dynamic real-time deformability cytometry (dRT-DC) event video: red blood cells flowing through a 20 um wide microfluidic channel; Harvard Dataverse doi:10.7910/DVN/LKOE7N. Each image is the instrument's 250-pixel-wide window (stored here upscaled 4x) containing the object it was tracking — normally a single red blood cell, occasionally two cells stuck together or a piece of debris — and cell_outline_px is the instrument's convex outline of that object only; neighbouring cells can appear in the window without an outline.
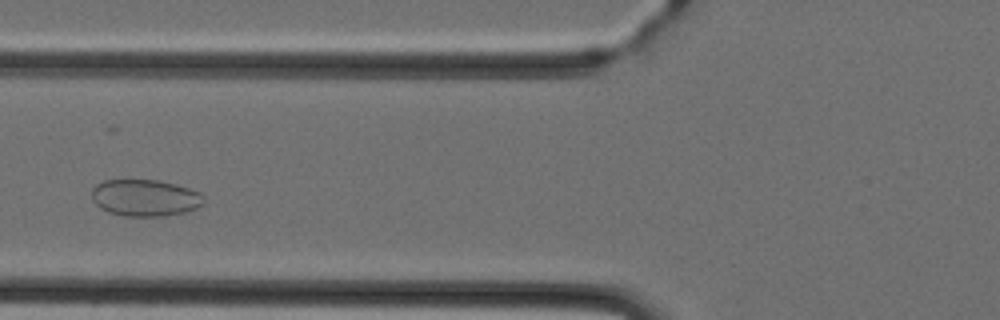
{"species": "Egyptian fruit bat (a non-hibernating species)", "species_latin": "Rousettus aegyptiacus", "temperature_condition": "cold", "stored_images_in_passage": 43, "camera_frame_rate_fps": 3000, "um_per_image_px": 0.085, "animal": {"sex": "female"}, "frame": {"image": 1, "passage_image": 13, "time_ms": 4.0, "image_size_px": [1000, 320], "cell_outline_px": [[204, 204], [188, 212], [160, 216], [124, 216], [108, 212], [100, 208], [92, 200], [92, 188], [96, 184], [104, 180], [160, 180], [176, 184], [200, 192], [204, 196]], "centroid_in_image_um": [12.34, 16.81], "position_along_channel_um": 113.5, "area_um2": 24.22}}
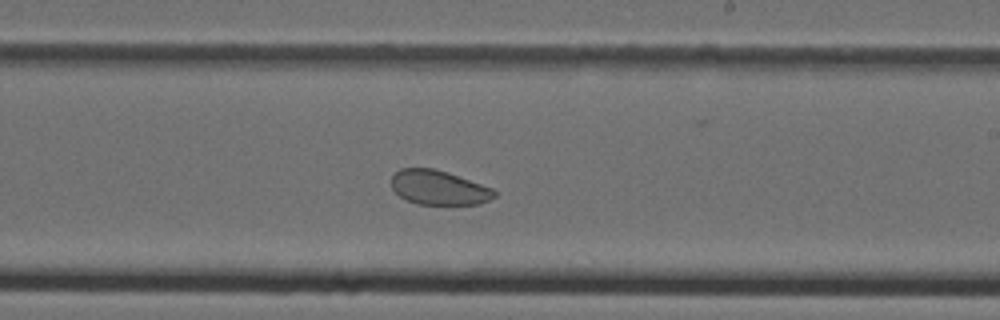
{"frame": {"image": 2, "passage_image": 23, "time_ms": 7.333, "image_size_px": [1000, 320], "cell_outline_px": [[496, 196], [480, 204], [416, 204], [400, 196], [392, 188], [392, 176], [400, 168], [436, 168], [448, 172], [492, 188], [496, 192]], "centroid_in_image_um": [37.29, 15.94], "position_along_channel_um": 251.7, "area_um2": 20.58}}
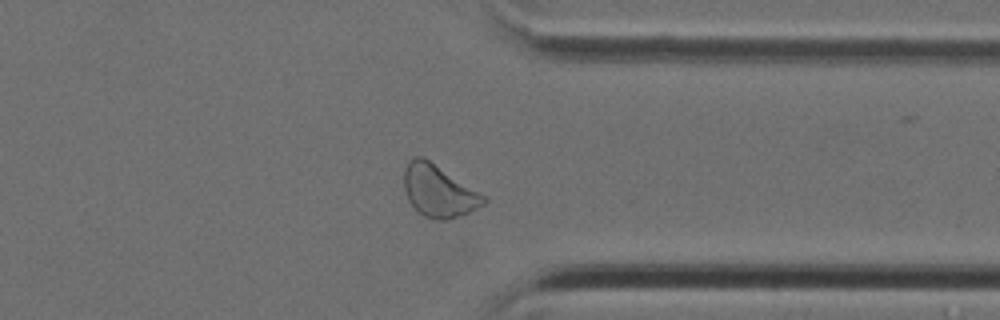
{"frame": {"image": 3, "passage_image": 32, "time_ms": 10.333, "image_size_px": [1000, 320], "cell_outline_px": [[488, 200], [484, 204], [460, 216], [444, 220], [436, 220], [424, 216], [408, 200], [404, 188], [404, 168], [408, 160], [416, 156], [424, 156], [484, 196]], "centroid_in_image_um": [37.25, 16.22], "position_along_channel_um": 374.2, "area_um2": 23.81}}